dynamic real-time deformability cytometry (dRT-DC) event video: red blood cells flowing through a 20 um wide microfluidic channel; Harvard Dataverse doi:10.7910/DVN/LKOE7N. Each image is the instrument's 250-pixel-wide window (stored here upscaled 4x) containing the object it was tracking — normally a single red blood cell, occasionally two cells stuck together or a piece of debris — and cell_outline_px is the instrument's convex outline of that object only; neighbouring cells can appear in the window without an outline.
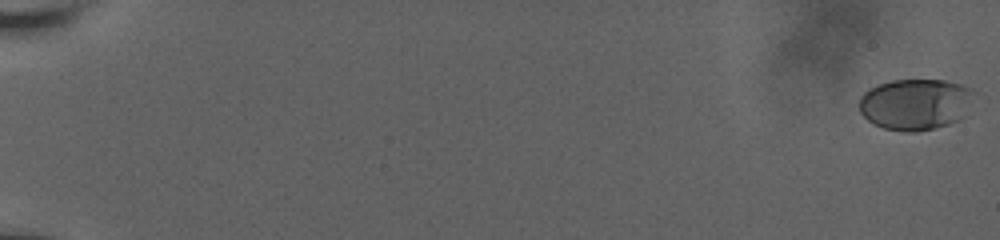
{"species": "human", "species_latin": "Homo sapiens", "temperature_condition": "room temperature", "stored_images_in_passage": 63, "camera_frame_rate_fps": 3000, "um_per_image_px": 0.085, "donor": {"sex": "male"}, "frame": {"image": 1, "passage_image": 1, "time_ms": 0.0, "image_size_px": [1000, 240], "cell_outline_px": [[976, 92], [964, 116], [960, 120], [948, 124], [916, 132], [904, 132], [884, 128], [872, 124], [860, 112], [860, 96], [868, 88], [876, 84], [892, 80], [944, 80], [960, 84], [972, 88]], "centroid_in_image_um": [77.81, 8.85], "position_along_channel_um": 7.2, "area_um2": 34.62}}
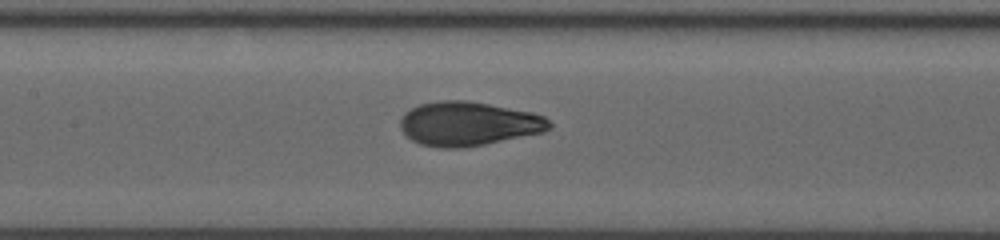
{"frame": {"image": 2, "passage_image": 32, "time_ms": 10.333, "image_size_px": [1000, 240], "cell_outline_px": [[552, 128], [544, 132], [464, 148], [440, 148], [420, 144], [412, 140], [400, 128], [400, 120], [404, 112], [420, 104], [440, 100], [468, 100], [532, 112], [544, 116], [552, 124]], "centroid_in_image_um": [39.81, 10.51], "position_along_channel_um": 167.6, "area_um2": 38.38}}
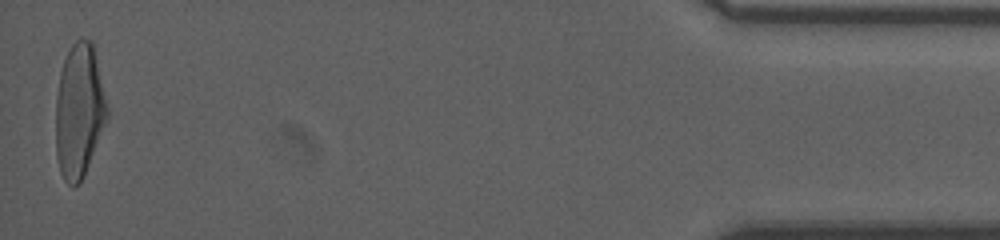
{"frame": {"image": 3, "passage_image": 63, "time_ms": 19.333, "image_size_px": [1000, 240], "cell_outline_px": [[108, 116], [84, 176], [80, 184], [72, 188], [64, 180], [60, 172], [56, 156], [56, 96], [60, 72], [64, 60], [72, 44], [76, 40], [92, 40], [108, 108]], "centroid_in_image_um": [6.72, 9.47], "position_along_channel_um": 428.5, "area_um2": 40.0}, "authors_computed_cell_mechanics": {"area_um2": 37.4544, "velocity_mm_per_s": 3.7915, "shape_relaxation_time_tau1_ms": 4.9758, "shape_relaxation_time_tau2_ms": 0.6638, "deformation_change_tau1": 0.2096, "deformation_change_tau2": 0.0549}}